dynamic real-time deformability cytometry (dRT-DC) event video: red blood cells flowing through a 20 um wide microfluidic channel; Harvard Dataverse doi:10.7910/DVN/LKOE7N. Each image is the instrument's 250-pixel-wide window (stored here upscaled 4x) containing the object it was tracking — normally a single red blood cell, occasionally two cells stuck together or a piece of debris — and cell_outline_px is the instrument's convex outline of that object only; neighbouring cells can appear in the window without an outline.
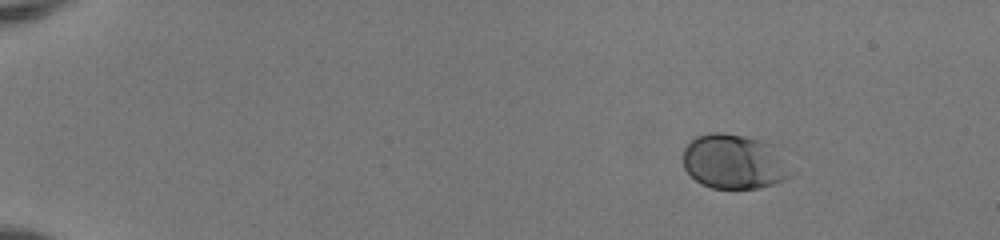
{"species": "human", "species_latin": "Homo sapiens", "temperature_condition": "room temperature", "stored_images_in_passage": 46, "camera_frame_rate_fps": 3000, "um_per_image_px": 0.085, "donor": {"sex": "female"}, "frame": {"image": 1, "passage_image": 1, "time_ms": 0.0, "image_size_px": [1000, 240], "cell_outline_px": [[796, 172], [792, 176], [784, 180], [760, 188], [736, 192], [712, 188], [700, 184], [684, 168], [684, 148], [696, 136], [708, 132], [724, 132], [744, 136], [760, 140], [772, 144]], "centroid_in_image_um": [62.44, 13.79], "position_along_channel_um": 22.6, "area_um2": 35.37}}
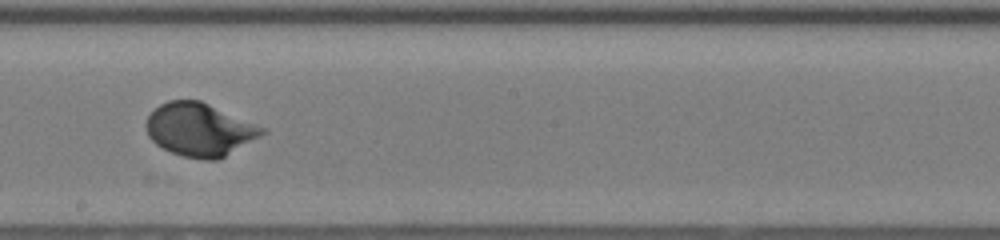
{"frame": {"image": 2, "passage_image": 26, "time_ms": 8.333, "image_size_px": [1000, 240], "cell_outline_px": [[268, 132], [220, 160], [204, 160], [184, 156], [172, 152], [156, 144], [148, 136], [144, 124], [148, 116], [160, 104], [168, 100], [200, 100], [268, 128]], "centroid_in_image_um": [17.01, 11.02], "position_along_channel_um": 231.2, "area_um2": 36.24}}
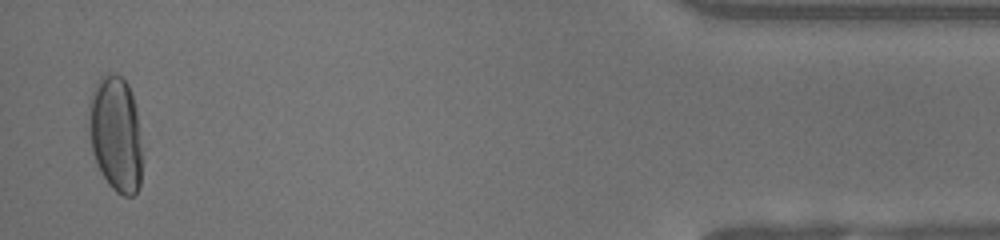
{"frame": {"image": 3, "passage_image": 45, "time_ms": 14.667, "image_size_px": [1000, 240], "cell_outline_px": [[140, 184], [136, 192], [132, 196], [124, 196], [116, 192], [108, 184], [100, 172], [96, 164], [92, 152], [88, 136], [88, 104], [92, 92], [100, 76], [108, 72], [112, 72], [120, 76], [128, 84], [136, 108], [140, 148]], "centroid_in_image_um": [9.78, 11.37], "position_along_channel_um": 425.4, "area_um2": 36.13}, "authors_computed_cell_mechanics": {"area_um2": 34.0153, "velocity_mm_per_s": 4.0747, "shape_relaxation_time_tau1_ms": 2.5213, "shape_relaxation_time_tau2_ms": null, "deformation_change_tau1": 0.1548, "deformation_change_tau2": null}}